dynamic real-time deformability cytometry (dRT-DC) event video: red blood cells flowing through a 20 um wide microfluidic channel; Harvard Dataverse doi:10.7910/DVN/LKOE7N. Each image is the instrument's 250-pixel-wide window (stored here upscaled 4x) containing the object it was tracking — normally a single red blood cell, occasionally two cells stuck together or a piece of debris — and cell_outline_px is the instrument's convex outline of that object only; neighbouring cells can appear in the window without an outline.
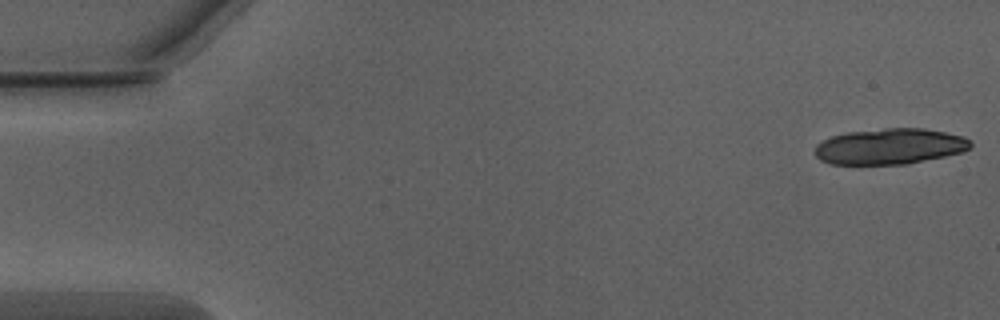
{"species": "Egyptian fruit bat (a non-hibernating species)", "species_latin": "Rousettus aegyptiacus", "temperature_condition": "warm", "stored_images_in_passage": 13, "camera_frame_rate_fps": 3000, "um_per_image_px": 0.085, "animal": {"sex": "male"}, "frame": {"image": 1, "passage_image": 1, "time_ms": 0.0, "image_size_px": [1000, 320], "cell_outline_px": [[972, 148], [964, 152], [908, 164], [832, 164], [820, 160], [812, 152], [816, 144], [832, 136], [848, 132], [884, 128], [924, 128], [964, 136], [972, 140]], "centroid_in_image_um": [75.66, 12.44], "position_along_channel_um": 9.3, "area_um2": 32.83}}